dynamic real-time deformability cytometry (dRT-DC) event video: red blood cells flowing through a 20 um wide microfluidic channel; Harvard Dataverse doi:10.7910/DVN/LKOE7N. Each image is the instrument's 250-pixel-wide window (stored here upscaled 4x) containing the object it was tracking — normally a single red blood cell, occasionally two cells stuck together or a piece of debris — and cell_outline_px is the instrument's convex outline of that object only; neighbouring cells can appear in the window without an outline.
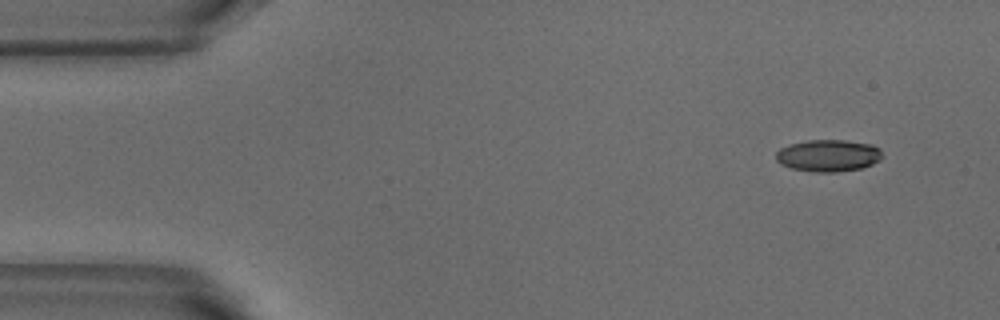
{"species": "common noctule bat (a hibernating species)", "species_latin": "Nyctalus noctula", "temperature_condition": "warm", "stored_images_in_passage": 4, "camera_frame_rate_fps": 3000, "um_per_image_px": 0.085, "animal": {"sex": "male", "body_mass_g": 18.8}, "frame": {"image": 1, "passage_image": 1, "time_ms": 0.0, "image_size_px": [1000, 320], "cell_outline_px": [[884, 156], [880, 160], [872, 164], [860, 168], [836, 172], [816, 172], [792, 168], [780, 164], [776, 160], [776, 152], [780, 148], [788, 144], [808, 140], [844, 140], [872, 144], [880, 148]], "centroid_in_image_um": [70.41, 13.21], "position_along_channel_um": 14.6, "area_um2": 19.94}}
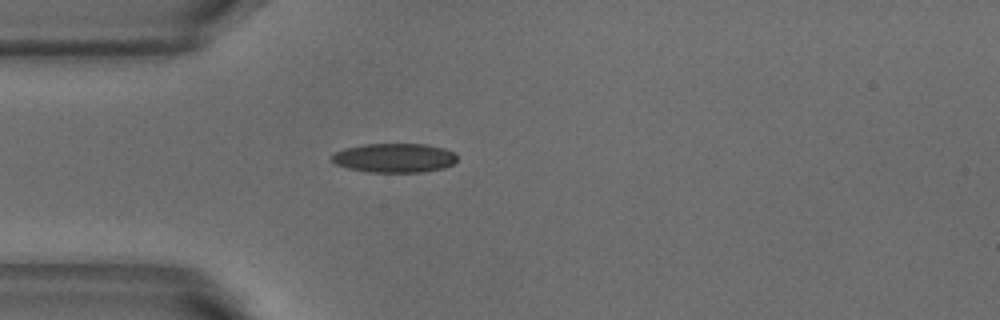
{"frame": {"image": 2, "passage_image": 4, "time_ms": 1.0, "image_size_px": [1000, 320], "cell_outline_px": [[456, 160], [452, 164], [444, 168], [424, 172], [368, 172], [348, 168], [336, 164], [332, 160], [332, 156], [336, 152], [344, 148], [364, 144], [428, 144], [444, 148], [456, 152]], "centroid_in_image_um": [33.55, 13.42], "position_along_channel_um": 51.4, "area_um2": 21.39}}